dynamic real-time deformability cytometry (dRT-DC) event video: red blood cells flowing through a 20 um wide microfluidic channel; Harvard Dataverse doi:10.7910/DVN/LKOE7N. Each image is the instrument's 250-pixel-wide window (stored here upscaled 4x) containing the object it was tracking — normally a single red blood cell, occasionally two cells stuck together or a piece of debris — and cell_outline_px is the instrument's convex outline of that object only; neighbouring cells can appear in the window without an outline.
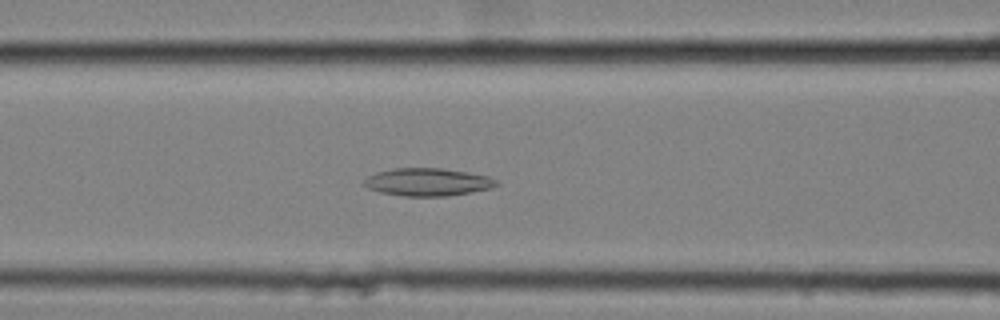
{"species": "common noctule bat (a hibernating species)", "species_latin": "Nyctalus noctula", "temperature_condition": "cold", "stored_images_in_passage": 39, "camera_frame_rate_fps": 3000, "um_per_image_px": 0.085, "animal": {"sex": "female", "body_mass_g": 25.1}, "frame": {"image": 1, "passage_image": 6, "time_ms": 1.667, "image_size_px": [1000, 320], "cell_outline_px": [[500, 184], [492, 188], [448, 196], [404, 196], [380, 192], [368, 188], [360, 184], [368, 176], [376, 172], [392, 168], [440, 168], [488, 176], [496, 180]], "centroid_in_image_um": [36.31, 15.47], "position_along_channel_um": 130.3, "area_um2": 21.39}}
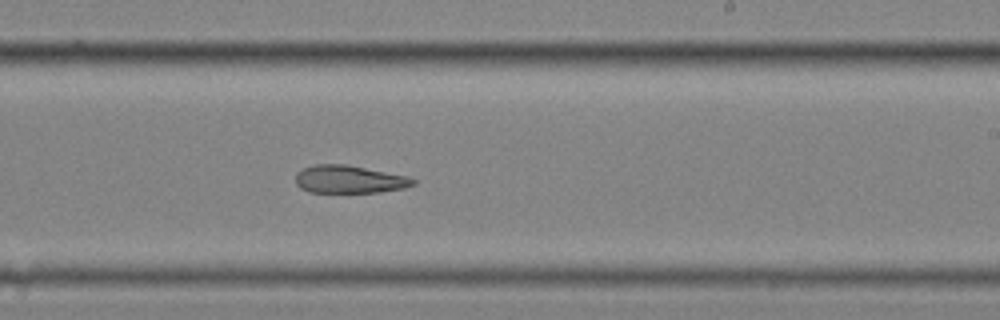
{"frame": {"image": 2, "passage_image": 17, "time_ms": 5.333, "image_size_px": [1000, 320], "cell_outline_px": [[416, 184], [404, 188], [380, 192], [308, 192], [300, 188], [296, 184], [296, 172], [312, 164], [344, 164], [408, 176], [416, 180]], "centroid_in_image_um": [29.67, 15.24], "position_along_channel_um": 259.3, "area_um2": 19.07}}
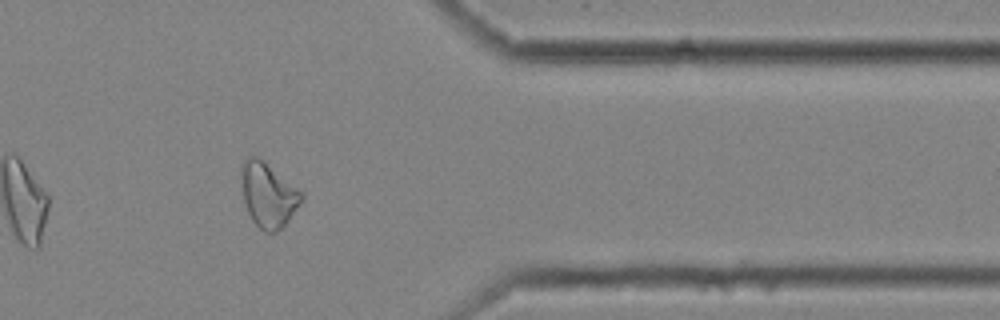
{"frame": {"image": 3, "passage_image": 29, "time_ms": 9.333, "image_size_px": [1000, 320], "cell_outline_px": [[304, 196], [300, 204], [288, 220], [276, 232], [264, 232], [252, 220], [244, 204], [240, 172], [240, 164], [248, 156], [256, 156], [304, 192]], "centroid_in_image_um": [22.77, 16.55], "position_along_channel_um": 388.6, "area_um2": 22.54}, "authors_computed_cell_mechanics": {"area_um2": 21.2126, "velocity_mm_per_s": 3.533, "shape_relaxation_time_tau1_ms": null, "shape_relaxation_time_tau2_ms": 9.8644, "deformation_change_tau1": null, "deformation_change_tau2": 0.2133}}